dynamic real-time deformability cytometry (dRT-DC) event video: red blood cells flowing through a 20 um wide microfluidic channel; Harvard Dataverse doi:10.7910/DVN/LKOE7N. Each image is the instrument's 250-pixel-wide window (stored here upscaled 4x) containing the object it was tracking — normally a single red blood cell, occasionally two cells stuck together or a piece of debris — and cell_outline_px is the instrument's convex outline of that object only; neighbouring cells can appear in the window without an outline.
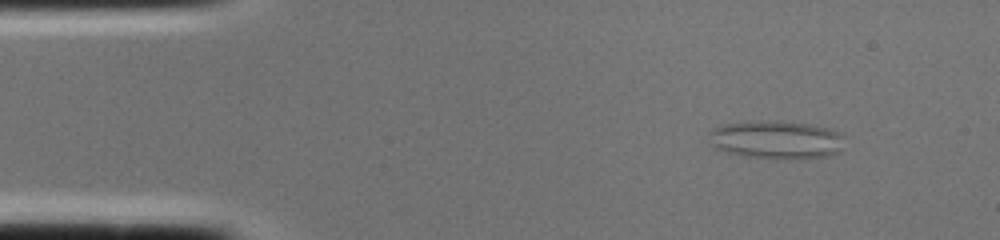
{"species": "common noctule bat (a hibernating species)", "species_latin": "Nyctalus noctula", "temperature_condition": "cold", "stored_images_in_passage": 1, "camera_frame_rate_fps": 3000, "um_per_image_px": 0.085, "animal": {"sex": "female", "body_mass_g": 22.0, "forearm_length_mm": 56.7}, "frame": {"image": 1, "passage_image": 1, "time_ms": 0.0, "image_size_px": [1000, 240], "cell_outline_px": [[844, 136], [840, 152], [828, 156], [800, 160], [784, 160], [744, 156], [728, 152], [716, 148], [712, 144], [708, 132], [712, 128], [720, 124], [808, 124], [828, 128], [840, 132]], "centroid_in_image_um": [66.05, 11.96], "position_along_channel_um": 19.0, "area_um2": 29.42}}